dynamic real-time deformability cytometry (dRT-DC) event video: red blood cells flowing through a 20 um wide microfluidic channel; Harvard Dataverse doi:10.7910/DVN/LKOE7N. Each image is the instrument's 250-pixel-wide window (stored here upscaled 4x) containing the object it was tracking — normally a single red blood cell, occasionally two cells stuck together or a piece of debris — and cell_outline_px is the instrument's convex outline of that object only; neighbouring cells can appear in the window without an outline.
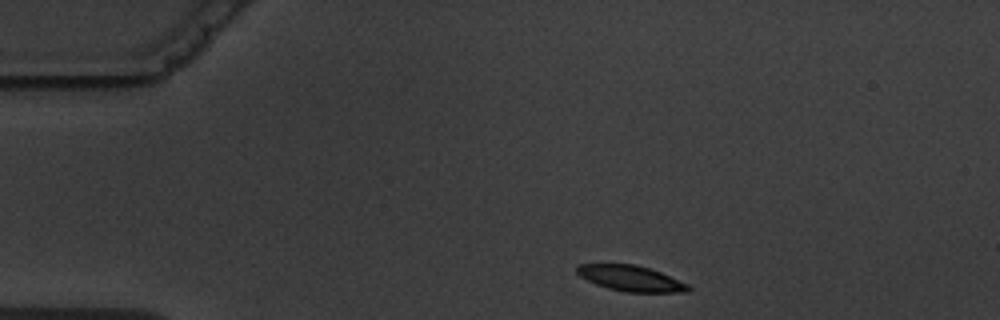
{"species": "common noctule bat (a hibernating species)", "species_latin": "Nyctalus noctula", "temperature_condition": "warm", "stored_images_in_passage": 8, "camera_frame_rate_fps": 3000, "um_per_image_px": 0.085, "animal": {"sex": "male", "body_mass_g": 19.5, "forearm_length_mm": 54.6}, "frame": {"image": 1, "passage_image": 1, "time_ms": 0.0, "image_size_px": [1000, 320], "cell_outline_px": [[692, 288], [688, 292], [624, 292], [608, 288], [596, 284], [580, 276], [576, 272], [576, 264], [636, 264], [660, 272], [688, 284]], "centroid_in_image_um": [53.61, 23.66], "position_along_channel_um": 31.4, "area_um2": 16.59}}
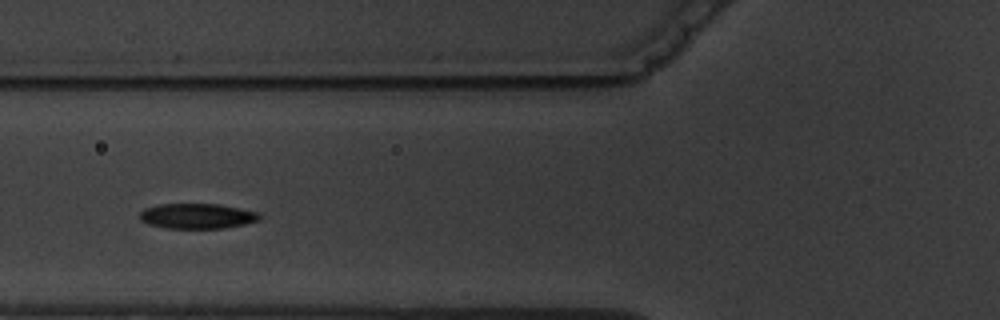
{"frame": {"image": 2, "passage_image": 4, "time_ms": 3.667, "image_size_px": [1000, 320], "cell_outline_px": [[264, 216], [260, 220], [244, 224], [224, 228], [164, 228], [148, 224], [140, 220], [140, 212], [144, 208], [160, 204], [220, 204], [260, 212]], "centroid_in_image_um": [16.8, 18.36], "position_along_channel_um": 109.0, "area_um2": 17.8}}
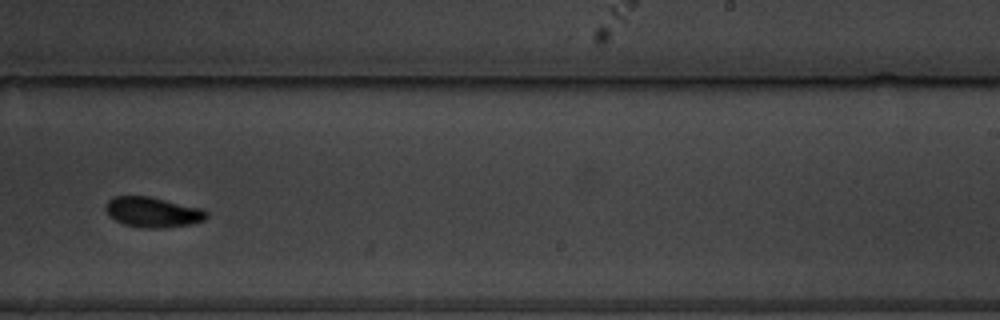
{"frame": {"image": 3, "passage_image": 8, "time_ms": 8.333, "image_size_px": [1000, 320], "cell_outline_px": [[208, 216], [204, 220], [192, 224], [164, 228], [140, 228], [124, 224], [108, 216], [104, 208], [108, 200], [112, 196], [148, 196], [200, 208], [208, 212]], "centroid_in_image_um": [12.95, 18.04], "position_along_channel_um": 276.0, "area_um2": 17.86}}